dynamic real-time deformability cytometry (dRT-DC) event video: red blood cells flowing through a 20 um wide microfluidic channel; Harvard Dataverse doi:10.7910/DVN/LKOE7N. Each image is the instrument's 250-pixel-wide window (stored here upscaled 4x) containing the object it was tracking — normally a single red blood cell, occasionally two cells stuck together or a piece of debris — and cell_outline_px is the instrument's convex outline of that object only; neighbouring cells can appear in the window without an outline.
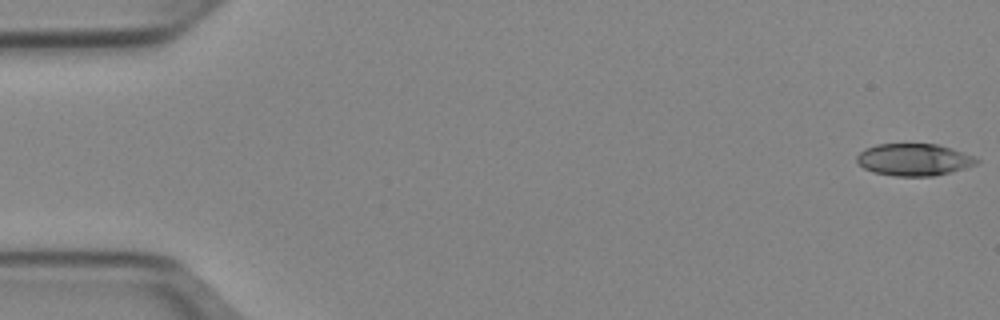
{"species": "Egyptian fruit bat (a non-hibernating species)", "species_latin": "Rousettus aegyptiacus", "temperature_condition": "cold", "stored_images_in_passage": 51, "camera_frame_rate_fps": 3000, "um_per_image_px": 0.085, "animal": {"sex": "female"}, "frame": {"image": 1, "passage_image": 1, "time_ms": 0.0, "image_size_px": [1000, 320], "cell_outline_px": [[980, 160], [976, 164], [964, 168], [932, 176], [896, 176], [872, 172], [864, 168], [856, 160], [856, 156], [864, 148], [876, 144], [936, 144], [952, 148], [972, 156]], "centroid_in_image_um": [77.64, 13.56], "position_along_channel_um": 7.4, "area_um2": 22.25}}
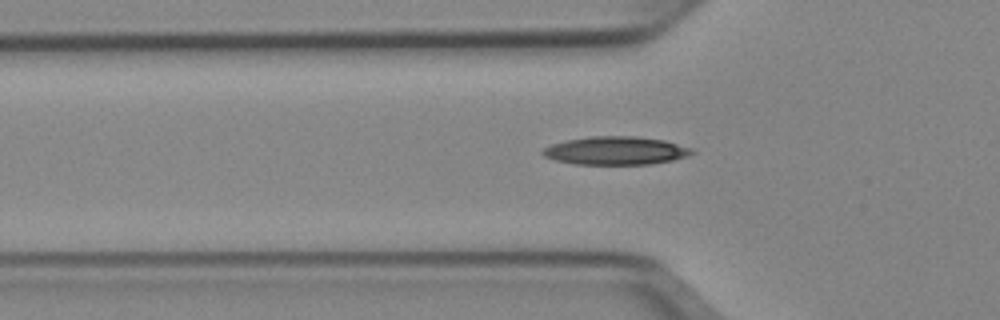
{"frame": {"image": 2, "passage_image": 17, "time_ms": 5.333, "image_size_px": [1000, 320], "cell_outline_px": [[696, 152], [688, 156], [672, 160], [652, 164], [572, 164], [556, 160], [544, 156], [540, 152], [544, 148], [552, 144], [568, 140], [592, 136], [636, 136], [664, 140], [692, 148]], "centroid_in_image_um": [52.36, 12.81], "position_along_channel_um": 73.4, "area_um2": 24.51}}
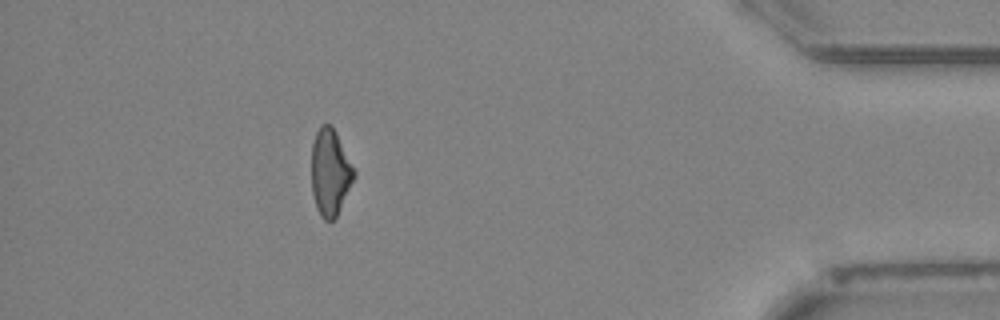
{"frame": {"image": 3, "passage_image": 46, "time_ms": 15.0, "image_size_px": [1000, 320], "cell_outline_px": [[356, 176], [336, 216], [332, 220], [324, 220], [320, 216], [316, 208], [312, 192], [312, 144], [316, 132], [320, 124], [332, 124], [356, 168]], "centroid_in_image_um": [28.08, 14.61], "position_along_channel_um": 407.1, "area_um2": 21.79}, "authors_computed_cell_mechanics": {"area_um2": 22.5998, "velocity_mm_per_s": 3.9656, "shape_relaxation_time_tau1_ms": 8.15, "shape_relaxation_time_tau2_ms": 5.2976, "deformation_change_tau1": 0.2152, "deformation_change_tau2": 0.1359}}